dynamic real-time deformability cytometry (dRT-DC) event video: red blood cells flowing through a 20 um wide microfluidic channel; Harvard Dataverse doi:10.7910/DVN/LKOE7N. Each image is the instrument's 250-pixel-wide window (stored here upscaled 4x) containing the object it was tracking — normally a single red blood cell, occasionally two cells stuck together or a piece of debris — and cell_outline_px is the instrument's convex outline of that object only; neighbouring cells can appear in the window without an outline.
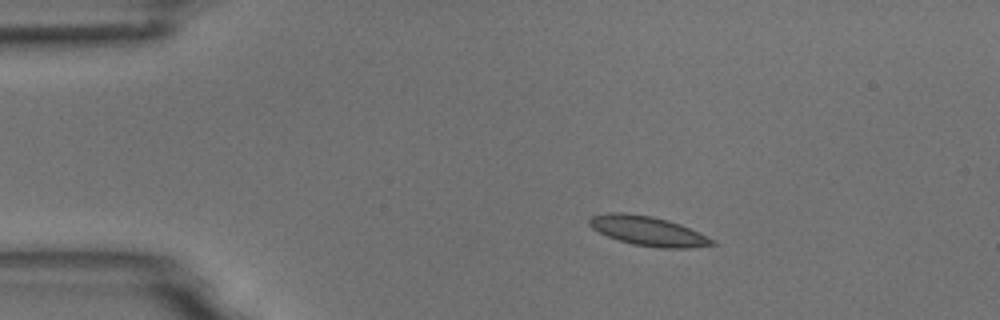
{"species": "common noctule bat (a hibernating species)", "species_latin": "Nyctalus noctula", "temperature_condition": "room temperature", "stored_images_in_passage": 2, "camera_frame_rate_fps": 3000, "um_per_image_px": 0.085, "animal": {"sex": "male", "body_mass_g": 18.8}, "frame": {"image": 1, "passage_image": 1, "time_ms": 0.0, "image_size_px": [1000, 320], "cell_outline_px": [[716, 244], [688, 248], [656, 248], [632, 244], [608, 236], [592, 228], [588, 224], [588, 220], [592, 216], [608, 212], [620, 212], [652, 216], [668, 220], [680, 224], [700, 232], [716, 240]], "centroid_in_image_um": [55.11, 19.63], "position_along_channel_um": 29.9, "area_um2": 21.15}}